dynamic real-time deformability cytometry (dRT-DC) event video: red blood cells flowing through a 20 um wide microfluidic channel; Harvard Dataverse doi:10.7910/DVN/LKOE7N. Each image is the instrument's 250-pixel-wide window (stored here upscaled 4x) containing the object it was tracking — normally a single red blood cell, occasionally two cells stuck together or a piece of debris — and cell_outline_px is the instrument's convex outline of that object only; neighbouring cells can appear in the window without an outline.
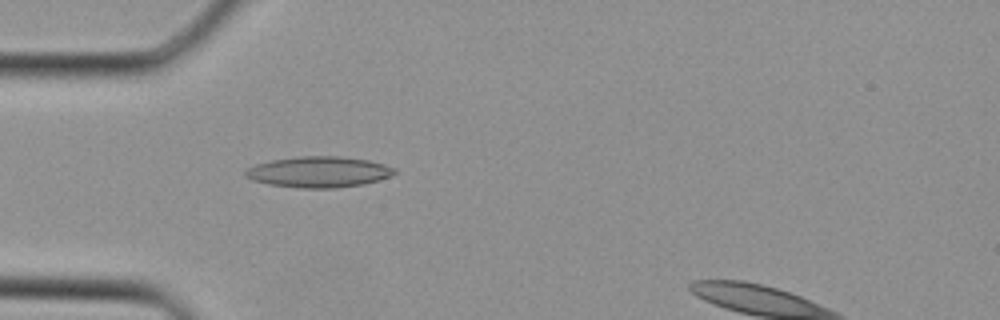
{"species": "Egyptian fruit bat (a non-hibernating species)", "species_latin": "Rousettus aegyptiacus", "temperature_condition": "cold", "stored_images_in_passage": 29, "camera_frame_rate_fps": 3000, "um_per_image_px": 0.085, "animal": {"sex": "female"}, "frame": {"image": 1, "passage_image": 5, "time_ms": 1.333, "image_size_px": [1000, 320], "cell_outline_px": [[396, 172], [388, 176], [364, 184], [336, 188], [300, 188], [268, 184], [252, 180], [244, 176], [244, 172], [248, 168], [256, 164], [272, 160], [300, 156], [340, 156], [368, 160], [384, 164], [396, 168]], "centroid_in_image_um": [27.07, 14.61], "position_along_channel_um": 57.9, "area_um2": 26.76}}
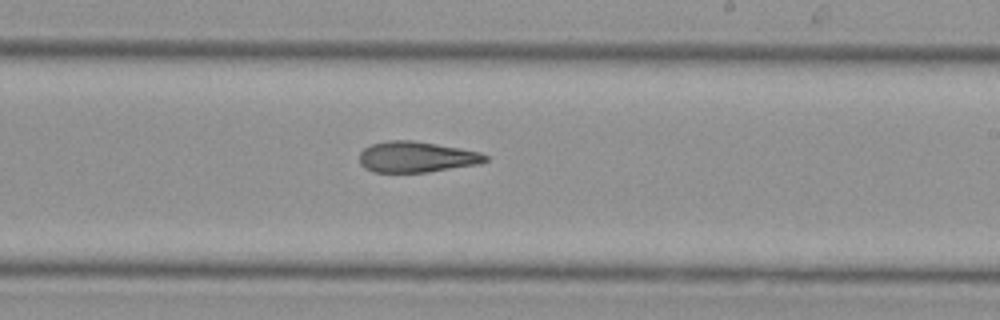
{"frame": {"image": 2, "passage_image": 16, "time_ms": 5.0, "image_size_px": [1000, 320], "cell_outline_px": [[488, 160], [480, 164], [428, 172], [372, 172], [364, 168], [360, 164], [360, 152], [364, 148], [372, 144], [388, 140], [412, 140], [460, 148], [480, 152], [488, 156]], "centroid_in_image_um": [35.4, 13.34], "position_along_channel_um": 253.6, "area_um2": 22.72}}
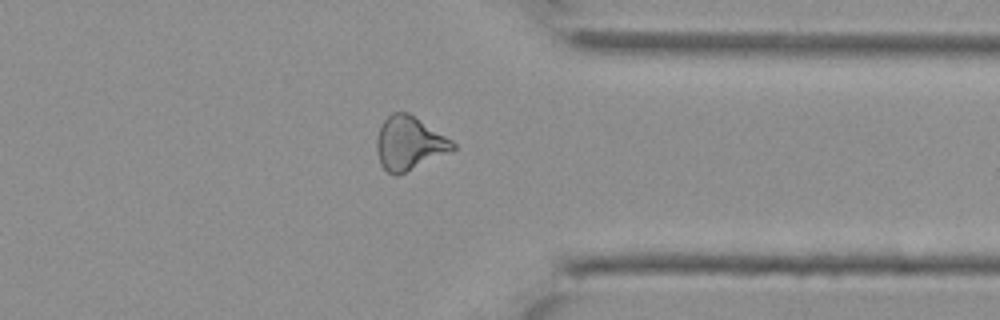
{"frame": {"image": 3, "passage_image": 23, "time_ms": 7.333, "image_size_px": [1000, 320], "cell_outline_px": [[456, 148], [396, 176], [392, 176], [380, 164], [376, 148], [376, 140], [380, 128], [384, 120], [392, 112], [408, 112], [452, 140], [456, 144]], "centroid_in_image_um": [34.75, 12.17], "position_along_channel_um": 376.7, "area_um2": 23.29}}